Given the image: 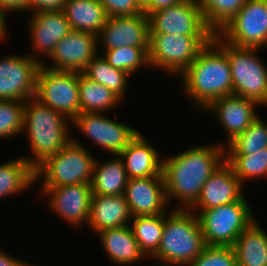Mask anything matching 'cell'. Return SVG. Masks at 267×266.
<instances>
[{
    "label": "cell",
    "mask_w": 267,
    "mask_h": 266,
    "mask_svg": "<svg viewBox=\"0 0 267 266\" xmlns=\"http://www.w3.org/2000/svg\"><path fill=\"white\" fill-rule=\"evenodd\" d=\"M108 17L130 16L144 12L136 0H99Z\"/></svg>",
    "instance_id": "obj_37"
},
{
    "label": "cell",
    "mask_w": 267,
    "mask_h": 266,
    "mask_svg": "<svg viewBox=\"0 0 267 266\" xmlns=\"http://www.w3.org/2000/svg\"><path fill=\"white\" fill-rule=\"evenodd\" d=\"M148 51L149 47L123 46L102 51L101 55L114 68L134 75L143 67L149 69Z\"/></svg>",
    "instance_id": "obj_33"
},
{
    "label": "cell",
    "mask_w": 267,
    "mask_h": 266,
    "mask_svg": "<svg viewBox=\"0 0 267 266\" xmlns=\"http://www.w3.org/2000/svg\"><path fill=\"white\" fill-rule=\"evenodd\" d=\"M149 40V18L143 12L130 16L108 17L98 35V47H102L103 51L123 46L149 47Z\"/></svg>",
    "instance_id": "obj_16"
},
{
    "label": "cell",
    "mask_w": 267,
    "mask_h": 266,
    "mask_svg": "<svg viewBox=\"0 0 267 266\" xmlns=\"http://www.w3.org/2000/svg\"><path fill=\"white\" fill-rule=\"evenodd\" d=\"M35 185V169L23 157L0 164V198L19 195Z\"/></svg>",
    "instance_id": "obj_27"
},
{
    "label": "cell",
    "mask_w": 267,
    "mask_h": 266,
    "mask_svg": "<svg viewBox=\"0 0 267 266\" xmlns=\"http://www.w3.org/2000/svg\"><path fill=\"white\" fill-rule=\"evenodd\" d=\"M213 40L226 52L232 74L233 95L267 106V65L258 48H241L225 42L218 34Z\"/></svg>",
    "instance_id": "obj_6"
},
{
    "label": "cell",
    "mask_w": 267,
    "mask_h": 266,
    "mask_svg": "<svg viewBox=\"0 0 267 266\" xmlns=\"http://www.w3.org/2000/svg\"><path fill=\"white\" fill-rule=\"evenodd\" d=\"M70 123L72 121L66 115L48 107L35 96L27 99L23 131H26L33 156L23 158L35 169L47 157L56 154L72 140Z\"/></svg>",
    "instance_id": "obj_3"
},
{
    "label": "cell",
    "mask_w": 267,
    "mask_h": 266,
    "mask_svg": "<svg viewBox=\"0 0 267 266\" xmlns=\"http://www.w3.org/2000/svg\"><path fill=\"white\" fill-rule=\"evenodd\" d=\"M113 156L114 158L105 163L96 158L91 182L93 195L124 194L128 180L126 170L119 155Z\"/></svg>",
    "instance_id": "obj_26"
},
{
    "label": "cell",
    "mask_w": 267,
    "mask_h": 266,
    "mask_svg": "<svg viewBox=\"0 0 267 266\" xmlns=\"http://www.w3.org/2000/svg\"><path fill=\"white\" fill-rule=\"evenodd\" d=\"M181 1L182 0H149V2L143 7L144 13L148 16L152 12L176 5Z\"/></svg>",
    "instance_id": "obj_40"
},
{
    "label": "cell",
    "mask_w": 267,
    "mask_h": 266,
    "mask_svg": "<svg viewBox=\"0 0 267 266\" xmlns=\"http://www.w3.org/2000/svg\"><path fill=\"white\" fill-rule=\"evenodd\" d=\"M242 189V183L225 160L204 183L200 197L190 210L198 214L201 210L238 201L245 195Z\"/></svg>",
    "instance_id": "obj_20"
},
{
    "label": "cell",
    "mask_w": 267,
    "mask_h": 266,
    "mask_svg": "<svg viewBox=\"0 0 267 266\" xmlns=\"http://www.w3.org/2000/svg\"><path fill=\"white\" fill-rule=\"evenodd\" d=\"M40 192L48 197L50 210L59 218L77 228L88 224L93 195L90 183L41 187Z\"/></svg>",
    "instance_id": "obj_14"
},
{
    "label": "cell",
    "mask_w": 267,
    "mask_h": 266,
    "mask_svg": "<svg viewBox=\"0 0 267 266\" xmlns=\"http://www.w3.org/2000/svg\"><path fill=\"white\" fill-rule=\"evenodd\" d=\"M95 160L96 157L73 135L64 148L35 168V182L41 180L40 187L91 184Z\"/></svg>",
    "instance_id": "obj_5"
},
{
    "label": "cell",
    "mask_w": 267,
    "mask_h": 266,
    "mask_svg": "<svg viewBox=\"0 0 267 266\" xmlns=\"http://www.w3.org/2000/svg\"><path fill=\"white\" fill-rule=\"evenodd\" d=\"M260 104L252 99L229 95L218 98L204 111L218 119L219 124L227 133V146L238 135L242 134L259 117L256 110Z\"/></svg>",
    "instance_id": "obj_17"
},
{
    "label": "cell",
    "mask_w": 267,
    "mask_h": 266,
    "mask_svg": "<svg viewBox=\"0 0 267 266\" xmlns=\"http://www.w3.org/2000/svg\"><path fill=\"white\" fill-rule=\"evenodd\" d=\"M25 101L0 100V139L16 137L23 131Z\"/></svg>",
    "instance_id": "obj_35"
},
{
    "label": "cell",
    "mask_w": 267,
    "mask_h": 266,
    "mask_svg": "<svg viewBox=\"0 0 267 266\" xmlns=\"http://www.w3.org/2000/svg\"><path fill=\"white\" fill-rule=\"evenodd\" d=\"M5 38L7 39V35H0V42H2V40H5Z\"/></svg>",
    "instance_id": "obj_44"
},
{
    "label": "cell",
    "mask_w": 267,
    "mask_h": 266,
    "mask_svg": "<svg viewBox=\"0 0 267 266\" xmlns=\"http://www.w3.org/2000/svg\"><path fill=\"white\" fill-rule=\"evenodd\" d=\"M35 97L72 121L80 114L79 72L52 70L41 65Z\"/></svg>",
    "instance_id": "obj_9"
},
{
    "label": "cell",
    "mask_w": 267,
    "mask_h": 266,
    "mask_svg": "<svg viewBox=\"0 0 267 266\" xmlns=\"http://www.w3.org/2000/svg\"><path fill=\"white\" fill-rule=\"evenodd\" d=\"M225 160L232 166L242 185L250 179L267 178V148L249 155H225Z\"/></svg>",
    "instance_id": "obj_34"
},
{
    "label": "cell",
    "mask_w": 267,
    "mask_h": 266,
    "mask_svg": "<svg viewBox=\"0 0 267 266\" xmlns=\"http://www.w3.org/2000/svg\"><path fill=\"white\" fill-rule=\"evenodd\" d=\"M80 113H105L123 102L106 86L79 72Z\"/></svg>",
    "instance_id": "obj_28"
},
{
    "label": "cell",
    "mask_w": 267,
    "mask_h": 266,
    "mask_svg": "<svg viewBox=\"0 0 267 266\" xmlns=\"http://www.w3.org/2000/svg\"><path fill=\"white\" fill-rule=\"evenodd\" d=\"M30 43L34 54H28L43 63L54 51L57 43L71 31V25L63 11L35 12L29 20ZM40 57H39V56ZM40 58V59H39Z\"/></svg>",
    "instance_id": "obj_18"
},
{
    "label": "cell",
    "mask_w": 267,
    "mask_h": 266,
    "mask_svg": "<svg viewBox=\"0 0 267 266\" xmlns=\"http://www.w3.org/2000/svg\"><path fill=\"white\" fill-rule=\"evenodd\" d=\"M0 11L7 18V13L28 11V0H0Z\"/></svg>",
    "instance_id": "obj_39"
},
{
    "label": "cell",
    "mask_w": 267,
    "mask_h": 266,
    "mask_svg": "<svg viewBox=\"0 0 267 266\" xmlns=\"http://www.w3.org/2000/svg\"><path fill=\"white\" fill-rule=\"evenodd\" d=\"M124 196L132 217L160 215L168 212L166 209L169 203L164 176L128 179Z\"/></svg>",
    "instance_id": "obj_19"
},
{
    "label": "cell",
    "mask_w": 267,
    "mask_h": 266,
    "mask_svg": "<svg viewBox=\"0 0 267 266\" xmlns=\"http://www.w3.org/2000/svg\"><path fill=\"white\" fill-rule=\"evenodd\" d=\"M0 248V266H32V264L22 261V259L14 258L13 256L5 253Z\"/></svg>",
    "instance_id": "obj_41"
},
{
    "label": "cell",
    "mask_w": 267,
    "mask_h": 266,
    "mask_svg": "<svg viewBox=\"0 0 267 266\" xmlns=\"http://www.w3.org/2000/svg\"><path fill=\"white\" fill-rule=\"evenodd\" d=\"M213 36L150 33L149 66L179 78Z\"/></svg>",
    "instance_id": "obj_7"
},
{
    "label": "cell",
    "mask_w": 267,
    "mask_h": 266,
    "mask_svg": "<svg viewBox=\"0 0 267 266\" xmlns=\"http://www.w3.org/2000/svg\"><path fill=\"white\" fill-rule=\"evenodd\" d=\"M150 33L215 35L207 26L197 0H182L176 5L148 15Z\"/></svg>",
    "instance_id": "obj_13"
},
{
    "label": "cell",
    "mask_w": 267,
    "mask_h": 266,
    "mask_svg": "<svg viewBox=\"0 0 267 266\" xmlns=\"http://www.w3.org/2000/svg\"><path fill=\"white\" fill-rule=\"evenodd\" d=\"M208 28L218 34L236 16L247 0H197Z\"/></svg>",
    "instance_id": "obj_31"
},
{
    "label": "cell",
    "mask_w": 267,
    "mask_h": 266,
    "mask_svg": "<svg viewBox=\"0 0 267 266\" xmlns=\"http://www.w3.org/2000/svg\"><path fill=\"white\" fill-rule=\"evenodd\" d=\"M218 35L236 47L262 49L267 46V0H247Z\"/></svg>",
    "instance_id": "obj_10"
},
{
    "label": "cell",
    "mask_w": 267,
    "mask_h": 266,
    "mask_svg": "<svg viewBox=\"0 0 267 266\" xmlns=\"http://www.w3.org/2000/svg\"><path fill=\"white\" fill-rule=\"evenodd\" d=\"M73 31L98 36L108 18L99 0H67L63 10Z\"/></svg>",
    "instance_id": "obj_25"
},
{
    "label": "cell",
    "mask_w": 267,
    "mask_h": 266,
    "mask_svg": "<svg viewBox=\"0 0 267 266\" xmlns=\"http://www.w3.org/2000/svg\"><path fill=\"white\" fill-rule=\"evenodd\" d=\"M172 209L164 214L161 243L151 259L159 260L161 265L187 266L206 246L201 225L190 209Z\"/></svg>",
    "instance_id": "obj_4"
},
{
    "label": "cell",
    "mask_w": 267,
    "mask_h": 266,
    "mask_svg": "<svg viewBox=\"0 0 267 266\" xmlns=\"http://www.w3.org/2000/svg\"><path fill=\"white\" fill-rule=\"evenodd\" d=\"M134 238L140 250L146 257L151 258L158 250L164 228V214L150 216H135L131 218Z\"/></svg>",
    "instance_id": "obj_30"
},
{
    "label": "cell",
    "mask_w": 267,
    "mask_h": 266,
    "mask_svg": "<svg viewBox=\"0 0 267 266\" xmlns=\"http://www.w3.org/2000/svg\"><path fill=\"white\" fill-rule=\"evenodd\" d=\"M179 77L189 101L202 111L218 98L233 95L227 54L213 39Z\"/></svg>",
    "instance_id": "obj_2"
},
{
    "label": "cell",
    "mask_w": 267,
    "mask_h": 266,
    "mask_svg": "<svg viewBox=\"0 0 267 266\" xmlns=\"http://www.w3.org/2000/svg\"><path fill=\"white\" fill-rule=\"evenodd\" d=\"M237 266H267V231L255 219L233 244Z\"/></svg>",
    "instance_id": "obj_24"
},
{
    "label": "cell",
    "mask_w": 267,
    "mask_h": 266,
    "mask_svg": "<svg viewBox=\"0 0 267 266\" xmlns=\"http://www.w3.org/2000/svg\"><path fill=\"white\" fill-rule=\"evenodd\" d=\"M98 36L83 31H71L55 46L48 57L52 64L42 66L58 71L82 73L91 60L98 54Z\"/></svg>",
    "instance_id": "obj_15"
},
{
    "label": "cell",
    "mask_w": 267,
    "mask_h": 266,
    "mask_svg": "<svg viewBox=\"0 0 267 266\" xmlns=\"http://www.w3.org/2000/svg\"><path fill=\"white\" fill-rule=\"evenodd\" d=\"M142 7H144L148 2L149 0H136Z\"/></svg>",
    "instance_id": "obj_43"
},
{
    "label": "cell",
    "mask_w": 267,
    "mask_h": 266,
    "mask_svg": "<svg viewBox=\"0 0 267 266\" xmlns=\"http://www.w3.org/2000/svg\"><path fill=\"white\" fill-rule=\"evenodd\" d=\"M244 195L240 200L198 212L205 245L233 246L238 236L255 220Z\"/></svg>",
    "instance_id": "obj_8"
},
{
    "label": "cell",
    "mask_w": 267,
    "mask_h": 266,
    "mask_svg": "<svg viewBox=\"0 0 267 266\" xmlns=\"http://www.w3.org/2000/svg\"><path fill=\"white\" fill-rule=\"evenodd\" d=\"M145 138L139 131L119 154L128 179L163 176V156Z\"/></svg>",
    "instance_id": "obj_21"
},
{
    "label": "cell",
    "mask_w": 267,
    "mask_h": 266,
    "mask_svg": "<svg viewBox=\"0 0 267 266\" xmlns=\"http://www.w3.org/2000/svg\"><path fill=\"white\" fill-rule=\"evenodd\" d=\"M212 144L196 145L166 159L163 156L168 203L176 199L182 204L175 209H190L200 197L204 183L225 161V147L220 142Z\"/></svg>",
    "instance_id": "obj_1"
},
{
    "label": "cell",
    "mask_w": 267,
    "mask_h": 266,
    "mask_svg": "<svg viewBox=\"0 0 267 266\" xmlns=\"http://www.w3.org/2000/svg\"><path fill=\"white\" fill-rule=\"evenodd\" d=\"M267 148V123L260 116L225 146V155H249Z\"/></svg>",
    "instance_id": "obj_32"
},
{
    "label": "cell",
    "mask_w": 267,
    "mask_h": 266,
    "mask_svg": "<svg viewBox=\"0 0 267 266\" xmlns=\"http://www.w3.org/2000/svg\"><path fill=\"white\" fill-rule=\"evenodd\" d=\"M41 65L28 53L4 56L0 60V100L26 101L34 97Z\"/></svg>",
    "instance_id": "obj_12"
},
{
    "label": "cell",
    "mask_w": 267,
    "mask_h": 266,
    "mask_svg": "<svg viewBox=\"0 0 267 266\" xmlns=\"http://www.w3.org/2000/svg\"><path fill=\"white\" fill-rule=\"evenodd\" d=\"M82 73L92 81L106 86L122 101L125 100L130 75L111 66L102 55H96Z\"/></svg>",
    "instance_id": "obj_29"
},
{
    "label": "cell",
    "mask_w": 267,
    "mask_h": 266,
    "mask_svg": "<svg viewBox=\"0 0 267 266\" xmlns=\"http://www.w3.org/2000/svg\"><path fill=\"white\" fill-rule=\"evenodd\" d=\"M132 215L124 194L92 195L88 227L94 233L130 225Z\"/></svg>",
    "instance_id": "obj_22"
},
{
    "label": "cell",
    "mask_w": 267,
    "mask_h": 266,
    "mask_svg": "<svg viewBox=\"0 0 267 266\" xmlns=\"http://www.w3.org/2000/svg\"><path fill=\"white\" fill-rule=\"evenodd\" d=\"M71 124L92 143L112 155H119L139 132L133 126L106 117L103 113H80Z\"/></svg>",
    "instance_id": "obj_11"
},
{
    "label": "cell",
    "mask_w": 267,
    "mask_h": 266,
    "mask_svg": "<svg viewBox=\"0 0 267 266\" xmlns=\"http://www.w3.org/2000/svg\"><path fill=\"white\" fill-rule=\"evenodd\" d=\"M151 266H168V265H161L160 263H158L156 265L155 264L154 265L152 264Z\"/></svg>",
    "instance_id": "obj_45"
},
{
    "label": "cell",
    "mask_w": 267,
    "mask_h": 266,
    "mask_svg": "<svg viewBox=\"0 0 267 266\" xmlns=\"http://www.w3.org/2000/svg\"><path fill=\"white\" fill-rule=\"evenodd\" d=\"M97 234L106 255L116 265L131 266L147 258L140 250L129 225L105 229Z\"/></svg>",
    "instance_id": "obj_23"
},
{
    "label": "cell",
    "mask_w": 267,
    "mask_h": 266,
    "mask_svg": "<svg viewBox=\"0 0 267 266\" xmlns=\"http://www.w3.org/2000/svg\"><path fill=\"white\" fill-rule=\"evenodd\" d=\"M6 17L0 11V35H8Z\"/></svg>",
    "instance_id": "obj_42"
},
{
    "label": "cell",
    "mask_w": 267,
    "mask_h": 266,
    "mask_svg": "<svg viewBox=\"0 0 267 266\" xmlns=\"http://www.w3.org/2000/svg\"><path fill=\"white\" fill-rule=\"evenodd\" d=\"M187 266H237L235 251L232 246L206 245Z\"/></svg>",
    "instance_id": "obj_36"
},
{
    "label": "cell",
    "mask_w": 267,
    "mask_h": 266,
    "mask_svg": "<svg viewBox=\"0 0 267 266\" xmlns=\"http://www.w3.org/2000/svg\"><path fill=\"white\" fill-rule=\"evenodd\" d=\"M67 0H28V10L35 12L63 11Z\"/></svg>",
    "instance_id": "obj_38"
}]
</instances>
